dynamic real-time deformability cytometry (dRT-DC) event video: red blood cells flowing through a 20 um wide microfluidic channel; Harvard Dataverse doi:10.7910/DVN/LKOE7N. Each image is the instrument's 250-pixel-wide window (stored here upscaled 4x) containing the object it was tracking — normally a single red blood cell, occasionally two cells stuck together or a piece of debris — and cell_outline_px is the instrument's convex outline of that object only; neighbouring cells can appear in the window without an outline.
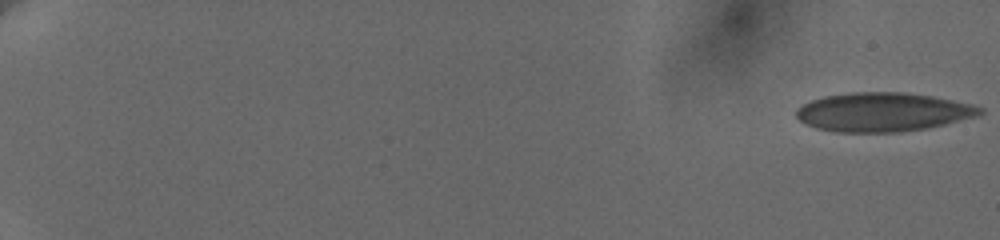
{"species": "human", "species_latin": "Homo sapiens", "temperature_condition": "cold", "stored_images_in_passage": 59, "camera_frame_rate_fps": 3000, "um_per_image_px": 0.085, "donor": {"sex": "female"}, "frame": {"image": 1, "passage_image": 1, "time_ms": 0.0, "image_size_px": [1000, 240], "cell_outline_px": [[984, 112], [976, 116], [944, 124], [924, 128], [900, 132], [836, 132], [816, 128], [800, 120], [796, 116], [796, 112], [804, 104], [812, 100], [824, 96], [856, 92], [900, 92], [932, 96], [968, 104], [984, 108]], "centroid_in_image_um": [75.03, 9.53], "position_along_channel_um": 10.0, "area_um2": 41.04}}
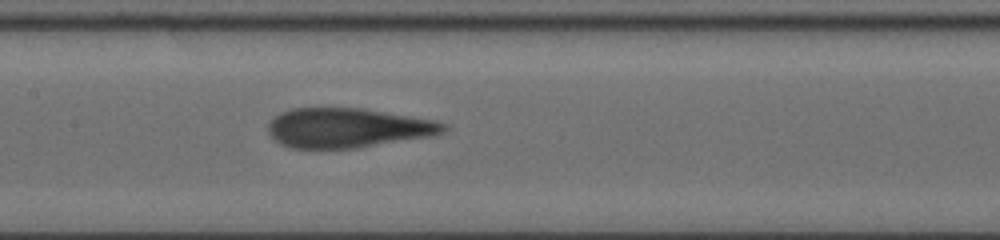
{"frame": {"image": 2, "passage_image": 33, "time_ms": 10.667, "image_size_px": [1000, 240], "cell_outline_px": [[448, 128], [444, 132], [436, 136], [364, 148], [332, 152], [308, 152], [288, 148], [272, 140], [268, 132], [268, 124], [280, 112], [292, 108], [360, 108], [436, 120], [448, 124]], "centroid_in_image_um": [29.53, 10.95], "position_along_channel_um": 177.9, "area_um2": 42.66}}
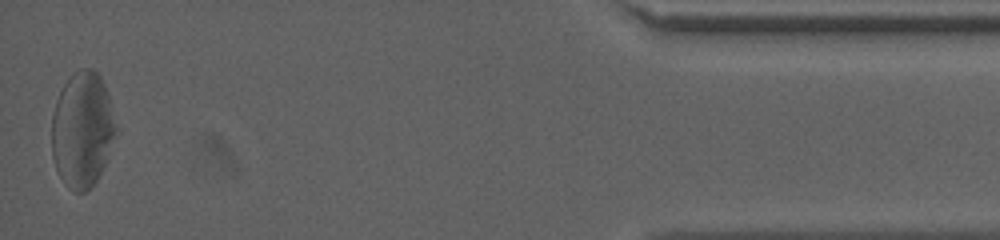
{"frame": {"image": 3, "passage_image": 59, "time_ms": 19.333, "image_size_px": [1000, 240], "cell_outline_px": [[116, 128], [108, 160], [96, 180], [84, 192], [72, 192], [64, 184], [56, 168], [52, 156], [52, 116], [56, 100], [68, 76], [72, 72], [80, 68], [92, 68], [100, 76], [104, 84], [108, 96]], "centroid_in_image_um": [6.98, 11.02], "position_along_channel_um": 428.2, "area_um2": 43.18}, "authors_computed_cell_mechanics": {"area_um2": 41.5582, "velocity_mm_per_s": 3.6205, "shape_relaxation_time_tau1_ms": 11.1853, "shape_relaxation_time_tau2_ms": 1.0685, "deformation_change_tau1": 0.2689, "deformation_change_tau2": 0.0603}}